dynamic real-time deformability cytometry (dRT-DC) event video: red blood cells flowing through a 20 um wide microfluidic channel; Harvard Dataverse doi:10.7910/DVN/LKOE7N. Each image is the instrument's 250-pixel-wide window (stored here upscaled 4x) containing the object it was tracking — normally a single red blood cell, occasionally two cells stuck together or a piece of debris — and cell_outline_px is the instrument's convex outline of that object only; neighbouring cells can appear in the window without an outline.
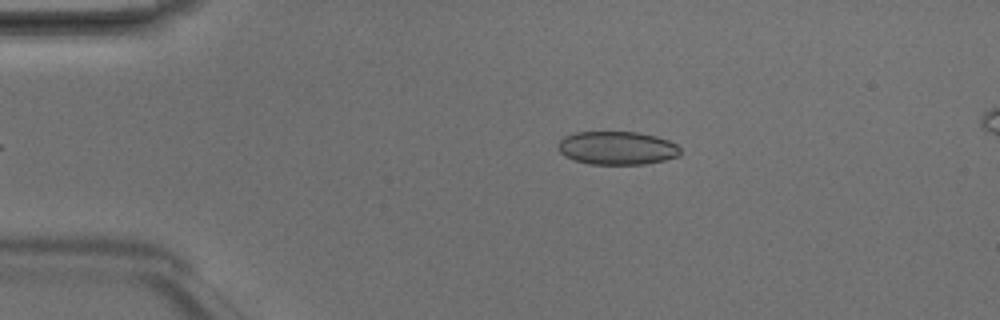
{"species": "Egyptian fruit bat (a non-hibernating species)", "species_latin": "Rousettus aegyptiacus", "temperature_condition": "room temperature", "stored_images_in_passage": 6, "camera_frame_rate_fps": 3000, "um_per_image_px": 0.085, "animal": {"sex": "male"}, "frame": {"image": 1, "passage_image": 6, "time_ms": 1.667, "image_size_px": [1000, 320], "cell_outline_px": [[680, 156], [664, 160], [644, 164], [588, 164], [572, 160], [564, 156], [560, 152], [556, 144], [564, 136], [576, 132], [640, 132], [656, 136], [668, 140], [676, 144], [680, 148]], "centroid_in_image_um": [52.43, 12.58], "position_along_channel_um": 32.6, "area_um2": 23.99}}